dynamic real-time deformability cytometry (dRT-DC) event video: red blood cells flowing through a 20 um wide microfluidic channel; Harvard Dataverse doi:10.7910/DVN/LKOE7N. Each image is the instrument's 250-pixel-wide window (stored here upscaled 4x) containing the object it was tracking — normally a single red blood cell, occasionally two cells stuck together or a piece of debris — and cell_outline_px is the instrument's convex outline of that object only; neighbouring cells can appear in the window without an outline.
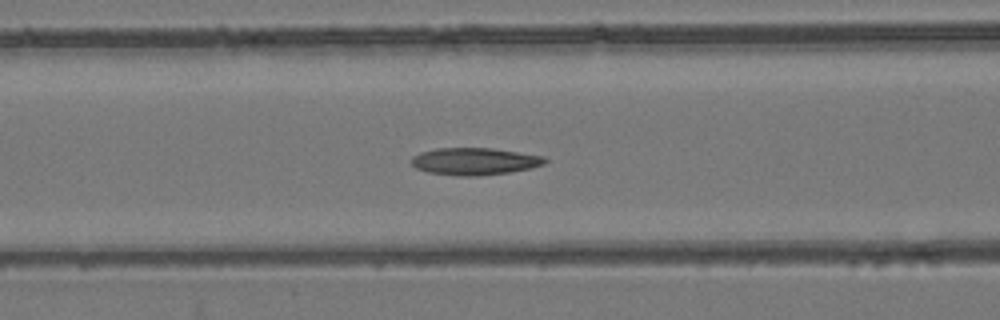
{"species": "common noctule bat (a hibernating species)", "species_latin": "Nyctalus noctula", "temperature_condition": "room temperature", "stored_images_in_passage": 53, "camera_frame_rate_fps": 3000, "um_per_image_px": 0.085, "animal": {"sex": "female", "body_mass_g": 24.6, "forearm_length_mm": 56.2}, "frame": {"image": 1, "passage_image": 22, "time_ms": 7.0, "image_size_px": [1000, 320], "cell_outline_px": [[548, 160], [544, 164], [528, 168], [508, 172], [476, 176], [460, 176], [428, 172], [416, 168], [412, 164], [412, 156], [420, 152], [436, 148], [492, 148], [544, 156]], "centroid_in_image_um": [40.32, 13.7], "position_along_channel_um": 126.3, "area_um2": 20.98}}
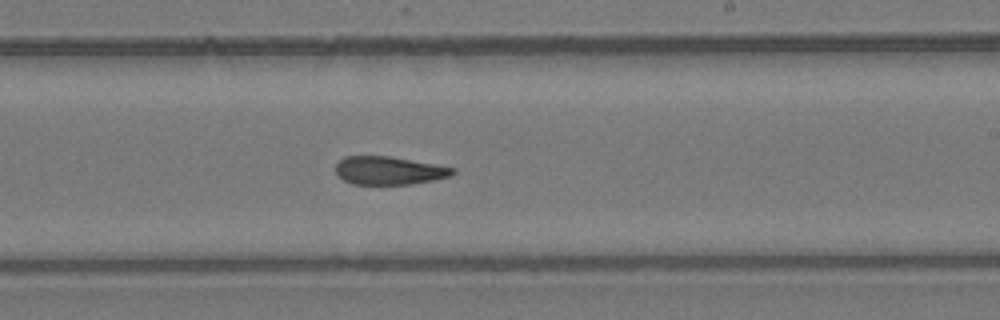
{"frame": {"image": 2, "passage_image": 32, "time_ms": 10.333, "image_size_px": [1000, 320], "cell_outline_px": [[456, 172], [452, 176], [412, 184], [352, 184], [344, 180], [336, 172], [336, 164], [344, 156], [388, 156], [456, 168]], "centroid_in_image_um": [33.08, 14.5], "position_along_channel_um": 255.9, "area_um2": 19.07}}
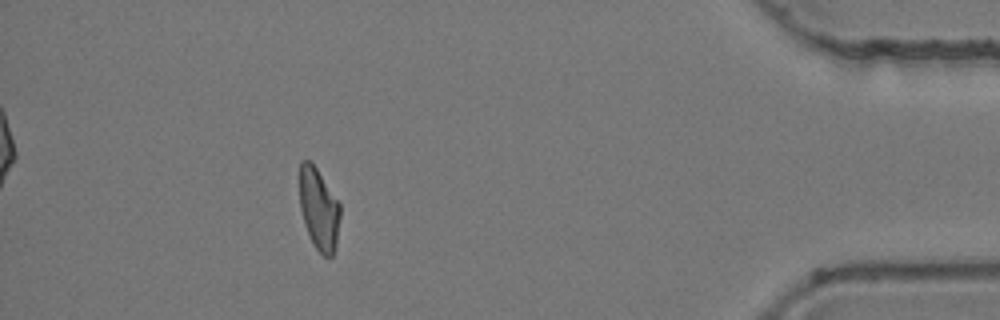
{"frame": {"image": 3, "passage_image": 48, "time_ms": 15.667, "image_size_px": [1000, 320], "cell_outline_px": [[340, 216], [336, 248], [332, 256], [324, 256], [316, 248], [304, 224], [300, 208], [300, 160], [312, 160], [340, 204]], "centroid_in_image_um": [27.11, 17.74], "position_along_channel_um": 408.1, "area_um2": 19.36}, "authors_computed_cell_mechanics": {"area_um2": 20.6924, "velocity_mm_per_s": 3.8881, "shape_relaxation_time_tau1_ms": null, "shape_relaxation_time_tau2_ms": 2.5474, "deformation_change_tau1": null, "deformation_change_tau2": 0.1051}}